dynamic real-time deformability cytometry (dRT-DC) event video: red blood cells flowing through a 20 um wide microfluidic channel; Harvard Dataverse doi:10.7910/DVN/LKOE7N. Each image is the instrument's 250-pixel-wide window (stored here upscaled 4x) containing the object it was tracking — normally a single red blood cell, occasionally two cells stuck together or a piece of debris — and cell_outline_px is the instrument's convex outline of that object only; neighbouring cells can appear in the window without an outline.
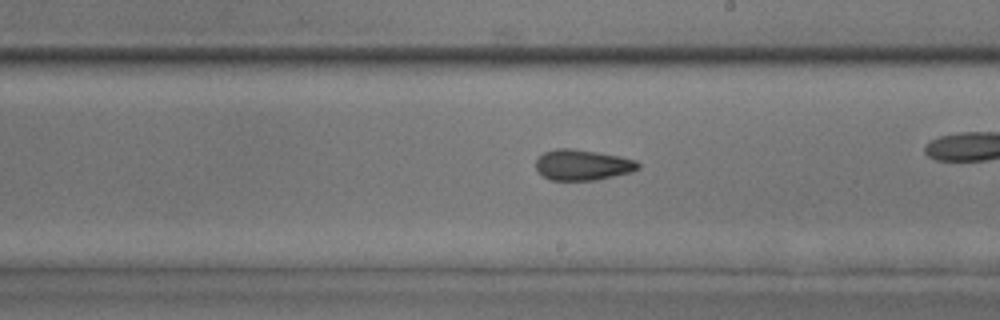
{"species": "common noctule bat (a hibernating species)", "species_latin": "Nyctalus noctula", "temperature_condition": "room temperature", "stored_images_in_passage": 24, "camera_frame_rate_fps": 3000, "um_per_image_px": 0.085, "animal": {"sex": "male", "body_mass_g": 17.9, "forearm_length_mm": 54.2}, "frame": {"image": 1, "passage_image": 14, "time_ms": 4.333, "image_size_px": [1000, 320], "cell_outline_px": [[640, 168], [632, 172], [596, 180], [552, 180], [544, 176], [536, 168], [536, 160], [544, 152], [556, 148], [568, 148], [596, 152], [620, 156], [636, 160], [640, 164]], "centroid_in_image_um": [49.54, 14.02], "position_along_channel_um": 239.5, "area_um2": 18.21}}